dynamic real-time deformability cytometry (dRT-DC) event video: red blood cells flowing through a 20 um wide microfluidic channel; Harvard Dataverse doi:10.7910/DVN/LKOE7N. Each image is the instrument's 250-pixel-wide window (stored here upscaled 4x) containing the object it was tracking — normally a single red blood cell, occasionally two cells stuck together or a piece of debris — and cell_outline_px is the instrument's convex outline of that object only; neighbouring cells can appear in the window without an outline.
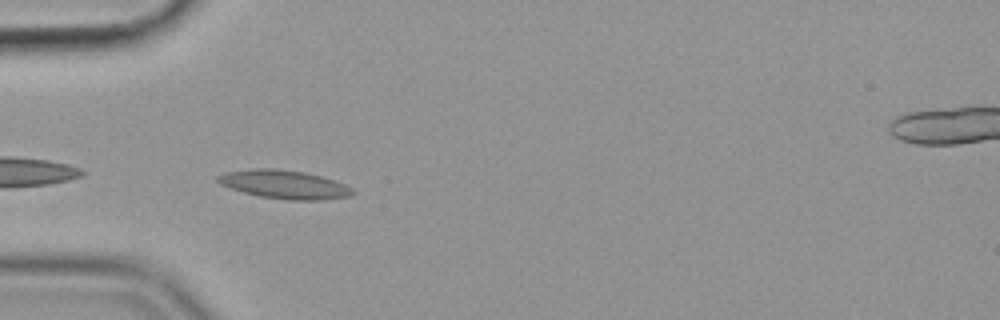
{"species": "common noctule bat (a hibernating species)", "species_latin": "Nyctalus noctula", "temperature_condition": "cold", "stored_images_in_passage": 41, "camera_frame_rate_fps": 3000, "um_per_image_px": 0.085, "animal": {"sex": "female", "body_mass_g": 19.9}, "frame": {"image": 1, "passage_image": 2, "time_ms": 0.333, "image_size_px": [1000, 320], "cell_outline_px": [[356, 192], [352, 196], [324, 200], [292, 200], [260, 196], [244, 192], [220, 184], [216, 180], [216, 176], [224, 172], [256, 168], [276, 168], [304, 172], [320, 176], [344, 184], [352, 188]], "centroid_in_image_um": [24.18, 15.67], "position_along_channel_um": 60.8, "area_um2": 22.37}}
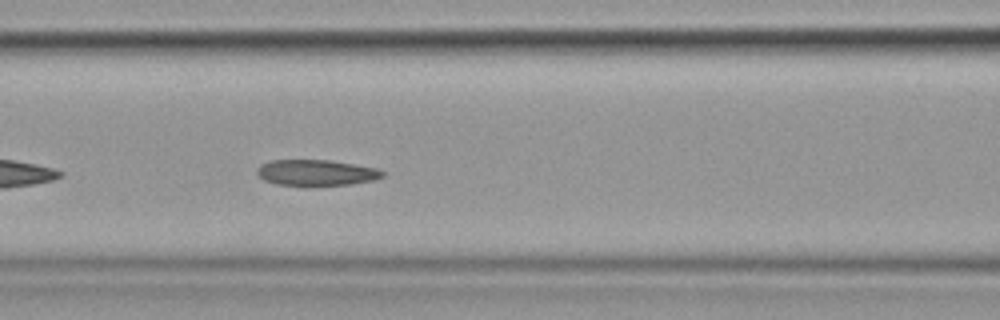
{"frame": {"image": 2, "passage_image": 9, "time_ms": 2.667, "image_size_px": [1000, 320], "cell_outline_px": [[384, 176], [372, 180], [348, 184], [308, 188], [304, 188], [276, 184], [264, 180], [256, 172], [256, 168], [260, 164], [272, 160], [328, 160], [376, 168], [384, 172]], "centroid_in_image_um": [26.81, 14.71], "position_along_channel_um": 139.8, "area_um2": 19.48}}
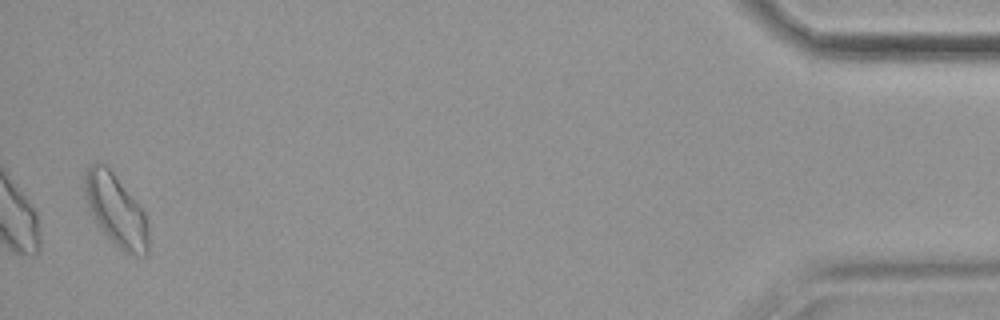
{"frame": {"image": 3, "passage_image": 40, "time_ms": 13.0, "image_size_px": [1000, 320], "cell_outline_px": [[148, 252], [144, 256], [124, 252], [96, 224], [88, 208], [84, 196], [84, 172], [96, 160], [104, 160], [136, 200], [144, 212], [148, 224]], "centroid_in_image_um": [9.82, 17.78], "position_along_channel_um": 425.4, "area_um2": 27.05}, "authors_computed_cell_mechanics": {"area_um2": 19.4786, "velocity_mm_per_s": 3.5485, "shape_relaxation_time_tau1_ms": 6.2765, "shape_relaxation_time_tau2_ms": 4.2099, "deformation_change_tau1": 0.1421, "deformation_change_tau2": 0.097}}